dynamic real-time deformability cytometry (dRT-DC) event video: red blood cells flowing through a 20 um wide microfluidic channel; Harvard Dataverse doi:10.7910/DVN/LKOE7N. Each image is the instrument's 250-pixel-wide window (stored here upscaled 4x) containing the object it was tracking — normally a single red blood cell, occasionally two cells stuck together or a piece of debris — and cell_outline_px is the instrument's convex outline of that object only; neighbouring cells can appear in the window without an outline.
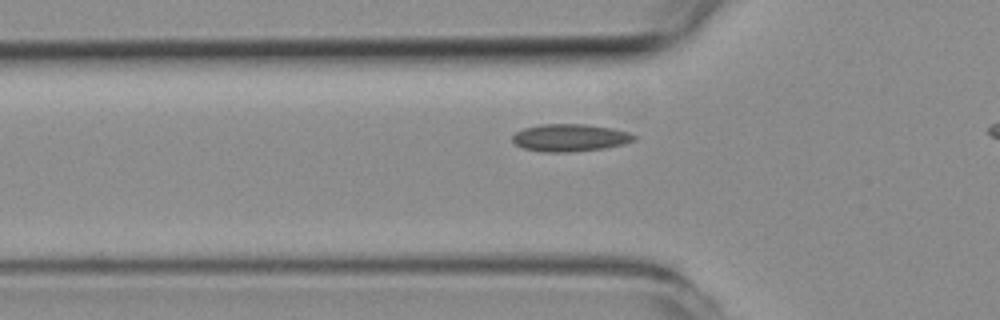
{"species": "common noctule bat (a hibernating species)", "species_latin": "Nyctalus noctula", "temperature_condition": "room temperature", "stored_images_in_passage": 42, "camera_frame_rate_fps": 3000, "um_per_image_px": 0.085, "animal": {"sex": "female", "body_mass_g": 19.3, "forearm_length_mm": 54.1}, "frame": {"image": 1, "passage_image": 8, "time_ms": 2.333, "image_size_px": [1000, 320], "cell_outline_px": [[636, 140], [624, 144], [604, 148], [572, 152], [540, 152], [524, 148], [516, 144], [512, 140], [512, 136], [516, 132], [524, 128], [540, 124], [584, 124], [612, 128], [628, 132], [636, 136]], "centroid_in_image_um": [48.45, 11.71], "position_along_channel_um": 77.4, "area_um2": 19.48}}
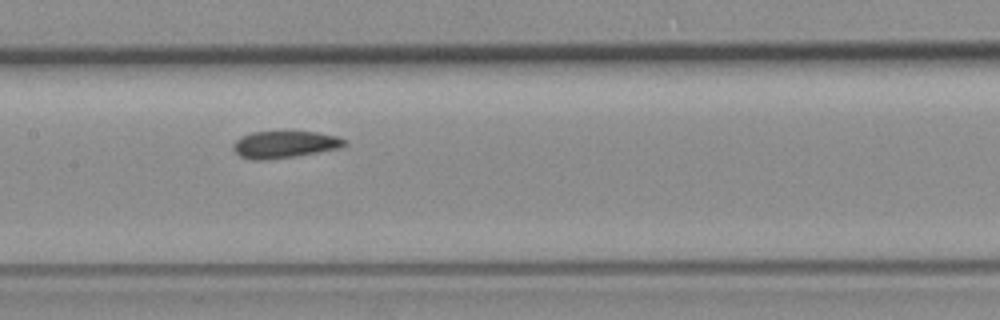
{"frame": {"image": 2, "passage_image": 16, "time_ms": 5.0, "image_size_px": [1000, 320], "cell_outline_px": [[348, 144], [340, 148], [296, 156], [260, 160], [252, 160], [240, 156], [232, 148], [232, 144], [240, 136], [252, 132], [316, 132], [336, 136], [348, 140]], "centroid_in_image_um": [24.2, 12.28], "position_along_channel_um": 183.2, "area_um2": 17.51}}
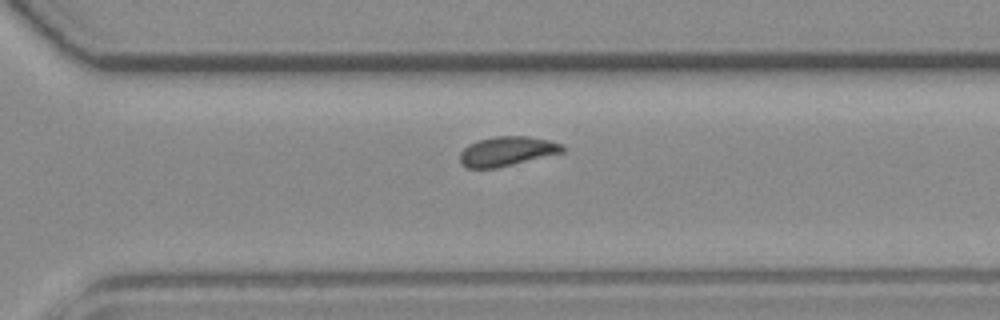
{"frame": {"image": 3, "passage_image": 27, "time_ms": 8.667, "image_size_px": [1000, 320], "cell_outline_px": [[564, 152], [496, 168], [468, 168], [460, 164], [460, 152], [468, 144], [476, 140], [496, 136], [528, 136], [548, 140], [564, 144]], "centroid_in_image_um": [43.07, 12.85], "position_along_channel_um": 327.5, "area_um2": 17.69}, "authors_computed_cell_mechanics": {"area_um2": 17.5712, "velocity_mm_per_s": 3.9442, "shape_relaxation_time_tau1_ms": null, "shape_relaxation_time_tau2_ms": 2.8222, "deformation_change_tau1": null, "deformation_change_tau2": 0.0573}}